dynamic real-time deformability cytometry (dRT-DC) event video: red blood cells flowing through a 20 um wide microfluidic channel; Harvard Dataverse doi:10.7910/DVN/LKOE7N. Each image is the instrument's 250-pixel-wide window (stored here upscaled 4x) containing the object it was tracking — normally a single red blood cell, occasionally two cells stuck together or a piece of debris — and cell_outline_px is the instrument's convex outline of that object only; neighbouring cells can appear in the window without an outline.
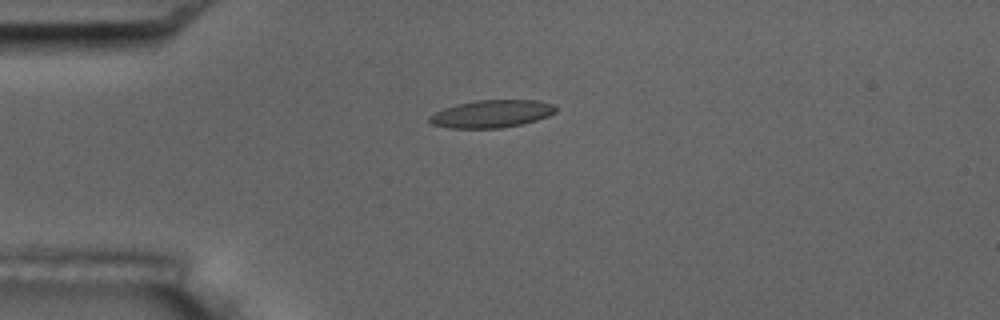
{"species": "common noctule bat (a hibernating species)", "species_latin": "Nyctalus noctula", "temperature_condition": "room temperature", "stored_images_in_passage": 12, "camera_frame_rate_fps": 3000, "um_per_image_px": 0.085, "animal": {"sex": "male", "body_mass_g": 17.5, "forearm_length_mm": 52.3}, "frame": {"image": 1, "passage_image": 3, "time_ms": 3.333, "image_size_px": [1000, 320], "cell_outline_px": [[556, 112], [548, 116], [536, 120], [520, 124], [500, 128], [448, 128], [432, 124], [428, 120], [428, 116], [444, 108], [456, 104], [476, 100], [540, 100], [556, 104]], "centroid_in_image_um": [41.8, 9.66], "position_along_channel_um": 43.2, "area_um2": 20.4}}
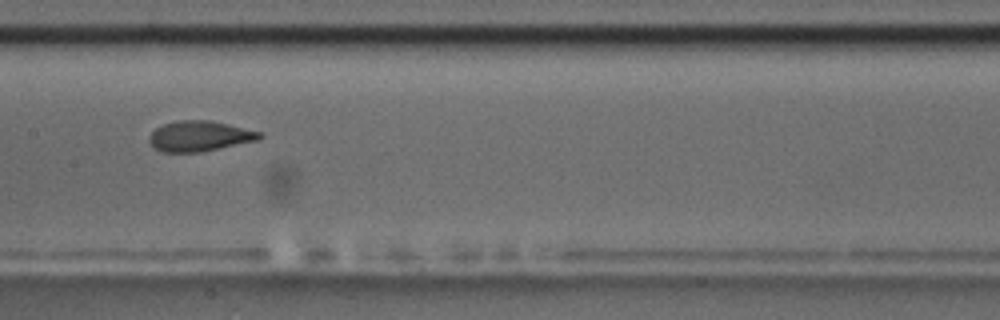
{"frame": {"image": 2, "passage_image": 7, "time_ms": 8.0, "image_size_px": [1000, 320], "cell_outline_px": [[264, 136], [260, 140], [200, 152], [160, 152], [152, 148], [148, 140], [148, 136], [156, 128], [164, 124], [176, 120], [212, 120], [264, 132]], "centroid_in_image_um": [16.99, 11.57], "position_along_channel_um": 190.4, "area_um2": 20.0}, "authors_computed_cell_mechanics": {"area_um2": 20.0277, "velocity_mm_per_s": 3.614, "shape_relaxation_time_tau1_ms": 8.915, "shape_relaxation_time_tau2_ms": 0.9228, "deformation_change_tau1": 0.227, "deformation_change_tau2": 0.0584}}